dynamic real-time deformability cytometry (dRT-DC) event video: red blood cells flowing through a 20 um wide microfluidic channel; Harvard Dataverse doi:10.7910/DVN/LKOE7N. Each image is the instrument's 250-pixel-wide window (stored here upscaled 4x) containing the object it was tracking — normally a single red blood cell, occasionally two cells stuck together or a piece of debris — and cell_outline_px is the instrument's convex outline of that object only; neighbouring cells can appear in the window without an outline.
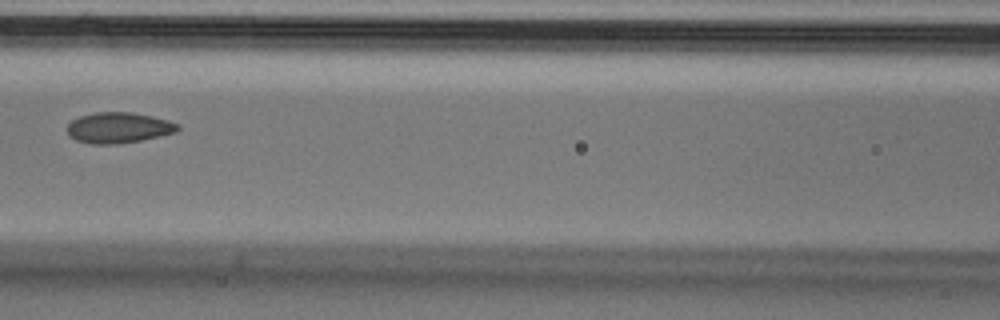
{"species": "Egyptian fruit bat (a non-hibernating species)", "species_latin": "Rousettus aegyptiacus", "temperature_condition": "cold", "stored_images_in_passage": 7, "camera_frame_rate_fps": 3000, "um_per_image_px": 0.085, "animal": {"sex": "male"}, "frame": {"image": 1, "passage_image": 7, "time_ms": 2.0, "image_size_px": [1000, 320], "cell_outline_px": [[180, 128], [176, 132], [160, 136], [140, 140], [116, 144], [92, 144], [76, 140], [68, 136], [68, 124], [72, 120], [80, 116], [96, 112], [132, 112], [152, 116], [168, 120], [180, 124]], "centroid_in_image_um": [10.09, 10.85], "position_along_channel_um": 156.5, "area_um2": 19.83}}